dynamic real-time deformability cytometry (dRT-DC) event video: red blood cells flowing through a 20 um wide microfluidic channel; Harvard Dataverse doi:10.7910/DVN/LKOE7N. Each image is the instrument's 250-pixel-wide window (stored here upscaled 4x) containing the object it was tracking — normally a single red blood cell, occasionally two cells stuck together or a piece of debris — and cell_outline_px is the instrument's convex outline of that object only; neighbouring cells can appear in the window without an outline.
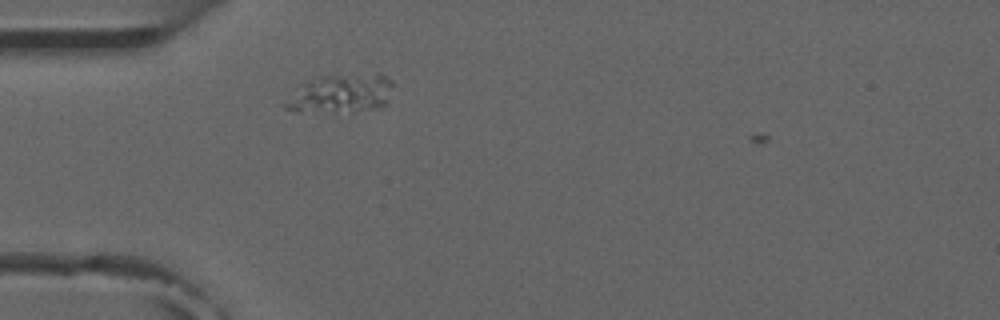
{"species": "common noctule bat (a hibernating species)", "species_latin": "Nyctalus noctula", "temperature_condition": "room temperature", "stored_images_in_passage": 2, "camera_frame_rate_fps": 3000, "um_per_image_px": 0.085, "animal": {"sex": "male", "forearm_length_mm": 52.5}, "frame": {"image": 1, "passage_image": 2, "time_ms": 1.0, "image_size_px": [1000, 320], "cell_outline_px": [[396, 84], [388, 100], [380, 108], [336, 116], [296, 112], [284, 108], [280, 104], [304, 80], [320, 76], [380, 72], [388, 76]], "centroid_in_image_um": [28.95, 8.0], "position_along_channel_um": 56.0, "area_um2": 26.53}}